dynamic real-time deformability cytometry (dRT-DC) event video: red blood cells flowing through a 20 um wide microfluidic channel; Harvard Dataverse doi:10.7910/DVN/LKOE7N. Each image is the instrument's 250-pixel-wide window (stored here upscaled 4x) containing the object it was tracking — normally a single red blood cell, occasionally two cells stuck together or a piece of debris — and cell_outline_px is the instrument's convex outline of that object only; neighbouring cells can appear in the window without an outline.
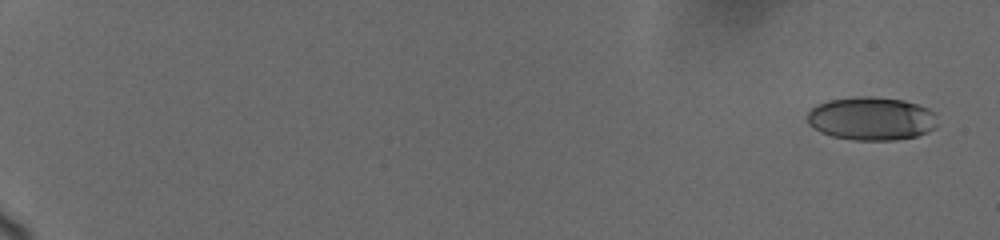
{"species": "human", "species_latin": "Homo sapiens", "temperature_condition": "cold", "stored_images_in_passage": 28, "camera_frame_rate_fps": 3000, "um_per_image_px": 0.085, "donor": {"sex": "female"}, "frame": {"image": 1, "passage_image": 1, "time_ms": 0.0, "image_size_px": [1000, 240], "cell_outline_px": [[936, 128], [916, 136], [896, 140], [852, 140], [832, 136], [820, 132], [808, 124], [808, 112], [816, 104], [828, 100], [856, 96], [872, 96], [904, 100], [928, 108], [936, 112]], "centroid_in_image_um": [74.07, 10.07], "position_along_channel_um": 10.9, "area_um2": 33.12}}
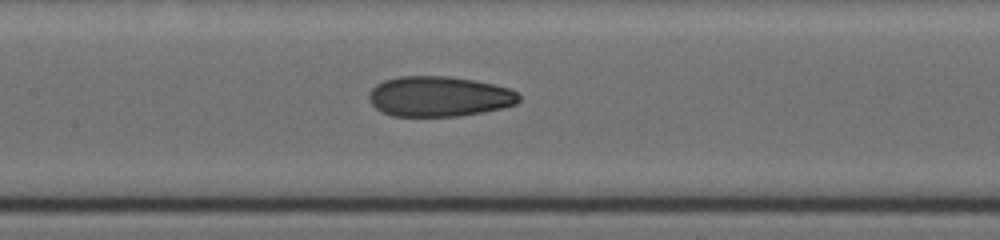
{"frame": {"image": 2, "passage_image": 16, "time_ms": 10.0, "image_size_px": [1000, 240], "cell_outline_px": [[520, 100], [516, 104], [504, 108], [484, 112], [460, 116], [392, 116], [376, 108], [368, 100], [368, 92], [376, 84], [384, 80], [400, 76], [448, 76], [472, 80], [492, 84], [508, 88], [516, 92], [520, 96]], "centroid_in_image_um": [37.31, 8.2], "position_along_channel_um": 170.1, "area_um2": 35.32}}
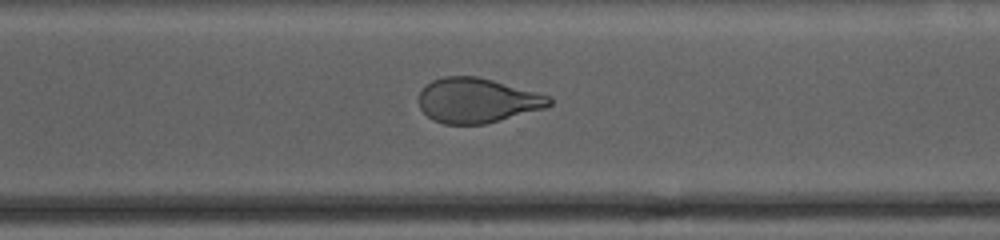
{"frame": {"image": 3, "passage_image": 28, "time_ms": 14.333, "image_size_px": [1000, 240], "cell_outline_px": [[552, 104], [544, 108], [484, 124], [444, 124], [432, 120], [420, 108], [420, 92], [432, 80], [444, 76], [476, 76], [492, 80], [548, 96], [552, 100]], "centroid_in_image_um": [40.52, 8.54], "position_along_channel_um": 330.1, "area_um2": 33.47}}